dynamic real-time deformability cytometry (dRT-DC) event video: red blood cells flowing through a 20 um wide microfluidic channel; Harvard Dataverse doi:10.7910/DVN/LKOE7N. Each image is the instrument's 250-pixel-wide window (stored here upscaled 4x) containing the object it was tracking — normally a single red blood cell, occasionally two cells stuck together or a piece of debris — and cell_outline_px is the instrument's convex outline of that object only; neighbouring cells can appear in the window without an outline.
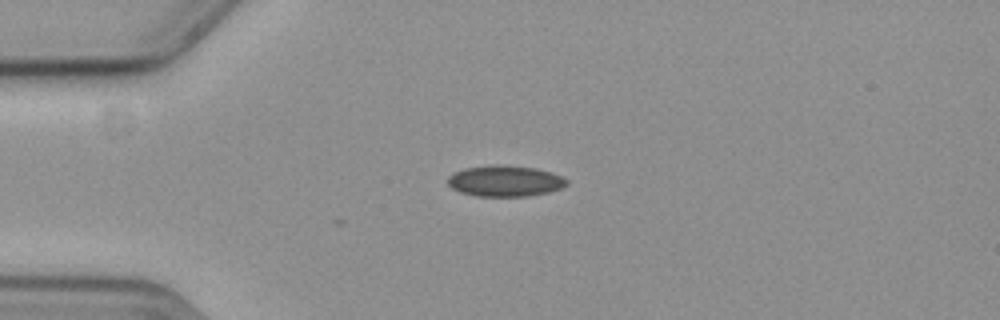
{"species": "common noctule bat (a hibernating species)", "species_latin": "Nyctalus noctula", "temperature_condition": "cold", "stored_images_in_passage": 6, "camera_frame_rate_fps": 3000, "um_per_image_px": 0.085, "animal": {"sex": "female", "body_mass_g": 19.3, "forearm_length_mm": 54.1}, "frame": {"image": 1, "passage_image": 1, "time_ms": 0.0, "image_size_px": [1000, 320], "cell_outline_px": [[568, 184], [560, 188], [548, 192], [524, 196], [476, 196], [460, 192], [452, 188], [448, 184], [448, 176], [452, 172], [464, 168], [492, 164], [504, 164], [536, 168], [552, 172], [568, 180]], "centroid_in_image_um": [42.89, 15.36], "position_along_channel_um": 42.1, "area_um2": 21.68}}